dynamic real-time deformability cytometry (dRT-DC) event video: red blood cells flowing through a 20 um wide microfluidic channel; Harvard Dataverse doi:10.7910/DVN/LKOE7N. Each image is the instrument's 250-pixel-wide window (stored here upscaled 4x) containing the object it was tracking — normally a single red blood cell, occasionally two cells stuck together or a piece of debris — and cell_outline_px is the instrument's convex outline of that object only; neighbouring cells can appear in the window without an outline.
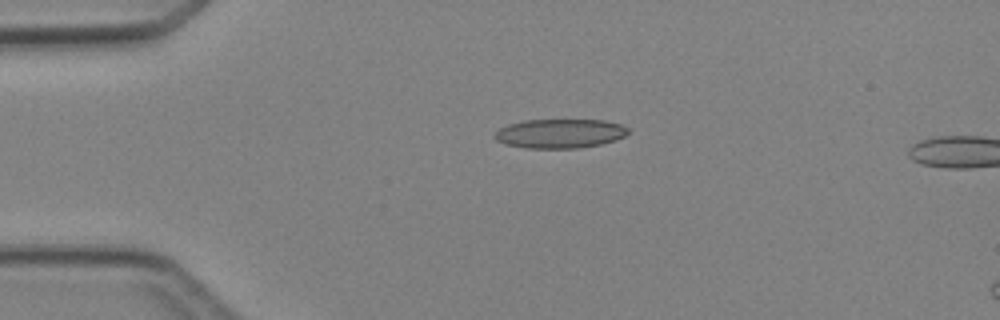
{"species": "Egyptian fruit bat (a non-hibernating species)", "species_latin": "Rousettus aegyptiacus", "temperature_condition": "cold", "stored_images_in_passage": 3, "segment_of_instrument_passage": [1, 2], "camera_frame_rate_fps": 3000, "um_per_image_px": 0.085, "animal": {"sex": "female"}, "frame": {"image": 1, "passage_image": 1, "time_ms": 0.0, "image_size_px": [1000, 320], "cell_outline_px": [[628, 132], [624, 136], [616, 140], [600, 144], [580, 148], [524, 148], [504, 144], [496, 140], [492, 136], [500, 128], [508, 124], [524, 120], [604, 120], [620, 124], [628, 128]], "centroid_in_image_um": [47.56, 11.35], "position_along_channel_um": 37.4, "area_um2": 22.77}}